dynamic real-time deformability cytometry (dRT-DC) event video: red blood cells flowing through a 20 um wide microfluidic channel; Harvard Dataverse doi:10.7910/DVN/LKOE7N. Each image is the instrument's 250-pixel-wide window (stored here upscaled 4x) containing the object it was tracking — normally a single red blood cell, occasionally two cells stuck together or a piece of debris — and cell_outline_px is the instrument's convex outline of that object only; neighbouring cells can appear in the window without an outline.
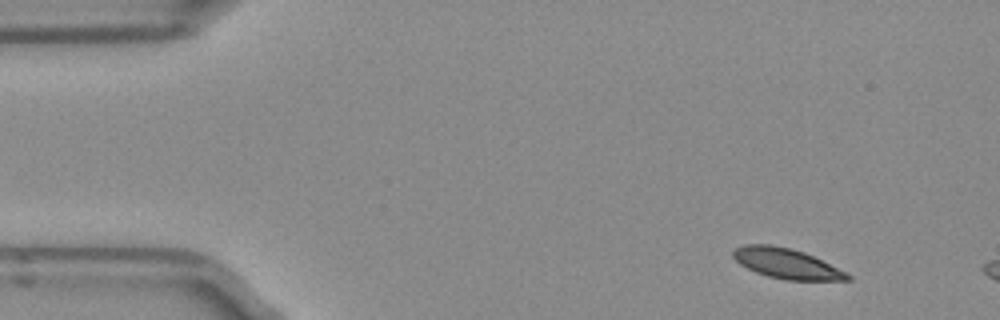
{"species": "Egyptian fruit bat (a non-hibernating species)", "species_latin": "Rousettus aegyptiacus", "temperature_condition": "room temperature", "stored_images_in_passage": 3, "camera_frame_rate_fps": 3000, "um_per_image_px": 0.085, "frame": {"image": 1, "passage_image": 1, "time_ms": 0.0, "image_size_px": [1000, 320], "cell_outline_px": [[852, 280], [784, 280], [768, 276], [756, 272], [740, 264], [732, 256], [732, 252], [736, 248], [744, 244], [772, 244], [804, 252], [852, 276]], "centroid_in_image_um": [66.8, 22.39], "position_along_channel_um": 18.2, "area_um2": 19.77}}